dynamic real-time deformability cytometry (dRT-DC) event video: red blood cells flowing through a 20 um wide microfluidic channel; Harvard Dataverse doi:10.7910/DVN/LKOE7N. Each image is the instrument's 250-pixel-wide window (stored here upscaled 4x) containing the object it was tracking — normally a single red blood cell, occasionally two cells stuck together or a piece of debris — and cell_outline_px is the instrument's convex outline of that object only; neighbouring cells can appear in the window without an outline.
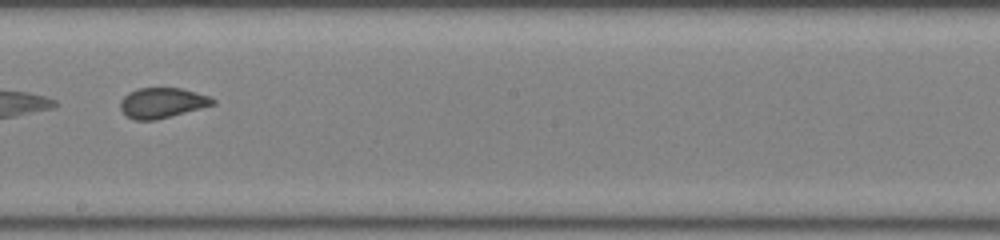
{"species": "common noctule bat (a hibernating species)", "species_latin": "Nyctalus noctula", "temperature_condition": "room temperature", "stored_images_in_passage": 26, "camera_frame_rate_fps": 3000, "um_per_image_px": 0.085, "animal": {"sex": "female", "body_mass_g": 22.0, "forearm_length_mm": 56.7}, "frame": {"image": 1, "passage_image": 12, "time_ms": 3.667, "image_size_px": [1000, 240], "cell_outline_px": [[216, 104], [172, 116], [156, 120], [136, 120], [128, 116], [120, 108], [120, 100], [128, 92], [140, 88], [180, 88], [208, 96], [216, 100]], "centroid_in_image_um": [13.78, 8.74], "position_along_channel_um": 234.4, "area_um2": 16.18}}
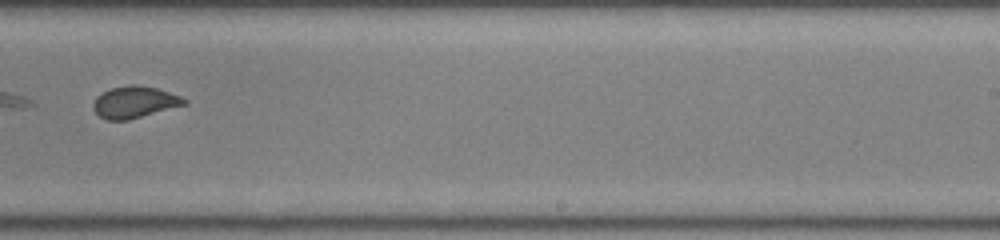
{"frame": {"image": 2, "passage_image": 15, "time_ms": 4.667, "image_size_px": [1000, 240], "cell_outline_px": [[188, 104], [128, 120], [108, 120], [100, 116], [92, 108], [92, 104], [96, 96], [112, 88], [132, 84], [136, 84], [156, 88], [180, 96], [188, 100]], "centroid_in_image_um": [11.44, 8.68], "position_along_channel_um": 277.6, "area_um2": 16.76}}